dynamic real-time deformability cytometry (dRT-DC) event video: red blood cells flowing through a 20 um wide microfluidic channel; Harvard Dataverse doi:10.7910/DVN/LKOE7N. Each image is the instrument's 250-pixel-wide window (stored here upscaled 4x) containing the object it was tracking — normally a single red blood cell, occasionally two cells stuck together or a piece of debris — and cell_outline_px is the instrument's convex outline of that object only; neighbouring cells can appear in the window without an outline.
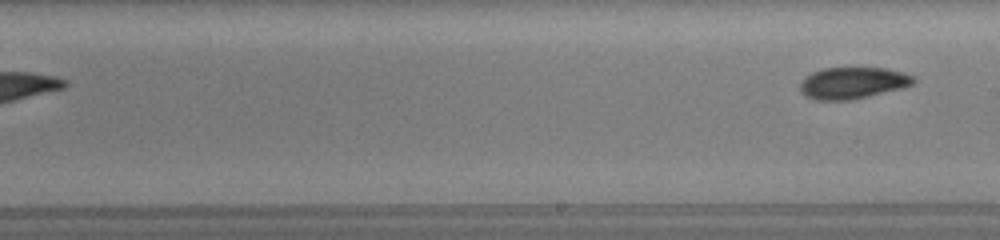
{"species": "common noctule bat (a hibernating species)", "species_latin": "Nyctalus noctula", "temperature_condition": "room temperature", "stored_images_in_passage": 20, "segment_of_instrument_passage": [2, 2], "camera_frame_rate_fps": 3000, "um_per_image_px": 0.085, "animal": {"sex": "female", "body_mass_g": 19.5, "forearm_length_mm": 54.1}, "frame": {"image": 1, "passage_image": 20, "time_ms": 7.333, "image_size_px": [1000, 240], "cell_outline_px": [[916, 80], [912, 84], [904, 88], [852, 100], [812, 100], [804, 96], [800, 92], [800, 84], [812, 72], [824, 68], [888, 68], [904, 72], [912, 76]], "centroid_in_image_um": [72.49, 7.06], "position_along_channel_um": 216.5, "area_um2": 21.04}}